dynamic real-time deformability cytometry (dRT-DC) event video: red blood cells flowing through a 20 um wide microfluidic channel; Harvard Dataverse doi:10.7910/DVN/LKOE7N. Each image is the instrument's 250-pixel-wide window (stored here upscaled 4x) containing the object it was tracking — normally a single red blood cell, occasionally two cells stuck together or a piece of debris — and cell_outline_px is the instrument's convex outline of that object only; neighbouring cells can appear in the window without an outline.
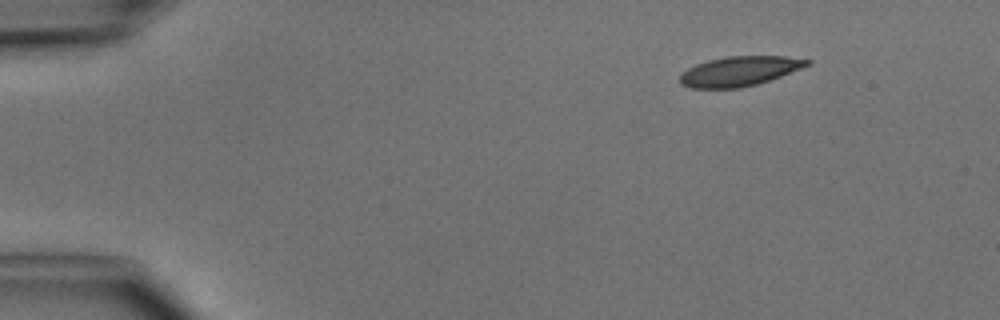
{"species": "common noctule bat (a hibernating species)", "species_latin": "Nyctalus noctula", "temperature_condition": "cold", "stored_images_in_passage": 4, "camera_frame_rate_fps": 3000, "um_per_image_px": 0.085, "animal": {"sex": "male", "body_mass_g": 15.6}, "frame": {"image": 1, "passage_image": 1, "time_ms": 0.0, "image_size_px": [1000, 320], "cell_outline_px": [[812, 64], [780, 76], [756, 84], [740, 88], [692, 88], [680, 84], [680, 76], [688, 68], [696, 64], [708, 60], [728, 56], [784, 56], [812, 60]], "centroid_in_image_um": [62.86, 6.04], "position_along_channel_um": 22.1, "area_um2": 21.85}}